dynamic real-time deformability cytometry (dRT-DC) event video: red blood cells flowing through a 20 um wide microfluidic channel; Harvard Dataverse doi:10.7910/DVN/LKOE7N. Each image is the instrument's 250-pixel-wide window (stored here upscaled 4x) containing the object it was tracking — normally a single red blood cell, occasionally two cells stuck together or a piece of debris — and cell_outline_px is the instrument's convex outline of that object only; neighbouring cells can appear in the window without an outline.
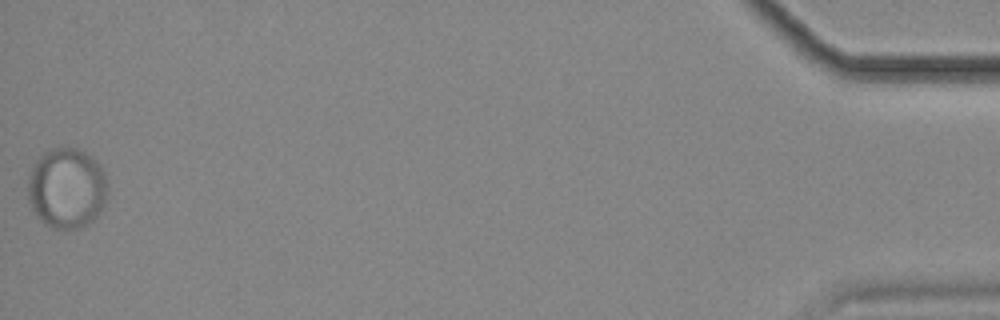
{"species": "common noctule bat (a hibernating species)", "species_latin": "Nyctalus noctula", "temperature_condition": "cold", "stored_images_in_passage": 41, "camera_frame_rate_fps": 3000, "um_per_image_px": 0.085, "animal": {"sex": "female", "body_mass_g": 18.4}, "frame": {"image": 1, "passage_image": 41, "time_ms": 13.333, "image_size_px": [1000, 320], "cell_outline_px": [[108, 192], [104, 204], [100, 212], [88, 224], [80, 228], [52, 228], [44, 224], [36, 216], [28, 200], [28, 176], [36, 160], [48, 148], [60, 144], [76, 148], [92, 156], [100, 164], [104, 172], [108, 184]], "centroid_in_image_um": [5.67, 15.95], "position_along_channel_um": 429.5, "area_um2": 38.21}}